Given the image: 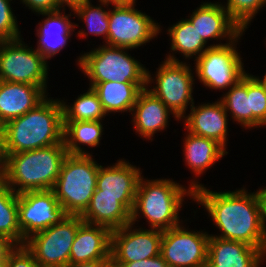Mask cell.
Segmentation results:
<instances>
[{
    "mask_svg": "<svg viewBox=\"0 0 266 267\" xmlns=\"http://www.w3.org/2000/svg\"><path fill=\"white\" fill-rule=\"evenodd\" d=\"M199 182L191 181L193 200L205 207L221 235L226 240L244 242L259 250H266V230L260 220L257 192L249 193L245 188L213 192Z\"/></svg>",
    "mask_w": 266,
    "mask_h": 267,
    "instance_id": "1",
    "label": "cell"
},
{
    "mask_svg": "<svg viewBox=\"0 0 266 267\" xmlns=\"http://www.w3.org/2000/svg\"><path fill=\"white\" fill-rule=\"evenodd\" d=\"M5 155L64 143L61 100L46 97L34 109L4 124Z\"/></svg>",
    "mask_w": 266,
    "mask_h": 267,
    "instance_id": "2",
    "label": "cell"
},
{
    "mask_svg": "<svg viewBox=\"0 0 266 267\" xmlns=\"http://www.w3.org/2000/svg\"><path fill=\"white\" fill-rule=\"evenodd\" d=\"M67 155L65 143L9 154L3 181L17 194L52 190Z\"/></svg>",
    "mask_w": 266,
    "mask_h": 267,
    "instance_id": "3",
    "label": "cell"
},
{
    "mask_svg": "<svg viewBox=\"0 0 266 267\" xmlns=\"http://www.w3.org/2000/svg\"><path fill=\"white\" fill-rule=\"evenodd\" d=\"M186 195L193 198L194 190L170 179L147 180L142 176L131 212V223L135 224L142 213L151 229L164 231L179 225L178 215Z\"/></svg>",
    "mask_w": 266,
    "mask_h": 267,
    "instance_id": "4",
    "label": "cell"
},
{
    "mask_svg": "<svg viewBox=\"0 0 266 267\" xmlns=\"http://www.w3.org/2000/svg\"><path fill=\"white\" fill-rule=\"evenodd\" d=\"M99 164L92 155L68 154L52 189L68 215H81L95 192Z\"/></svg>",
    "mask_w": 266,
    "mask_h": 267,
    "instance_id": "5",
    "label": "cell"
},
{
    "mask_svg": "<svg viewBox=\"0 0 266 267\" xmlns=\"http://www.w3.org/2000/svg\"><path fill=\"white\" fill-rule=\"evenodd\" d=\"M127 48L102 45L78 58V65L90 79V88L99 82L148 83L151 74L139 61L128 55Z\"/></svg>",
    "mask_w": 266,
    "mask_h": 267,
    "instance_id": "6",
    "label": "cell"
},
{
    "mask_svg": "<svg viewBox=\"0 0 266 267\" xmlns=\"http://www.w3.org/2000/svg\"><path fill=\"white\" fill-rule=\"evenodd\" d=\"M243 32L228 43L210 45L195 59L196 77L205 87L227 90L246 74L235 44Z\"/></svg>",
    "mask_w": 266,
    "mask_h": 267,
    "instance_id": "7",
    "label": "cell"
},
{
    "mask_svg": "<svg viewBox=\"0 0 266 267\" xmlns=\"http://www.w3.org/2000/svg\"><path fill=\"white\" fill-rule=\"evenodd\" d=\"M109 12L108 37L106 45L135 49L155 38L160 33V25L146 13L135 9V1L112 4Z\"/></svg>",
    "mask_w": 266,
    "mask_h": 267,
    "instance_id": "8",
    "label": "cell"
},
{
    "mask_svg": "<svg viewBox=\"0 0 266 267\" xmlns=\"http://www.w3.org/2000/svg\"><path fill=\"white\" fill-rule=\"evenodd\" d=\"M25 45L21 37L0 41V80L35 85L46 92L47 60Z\"/></svg>",
    "mask_w": 266,
    "mask_h": 267,
    "instance_id": "9",
    "label": "cell"
},
{
    "mask_svg": "<svg viewBox=\"0 0 266 267\" xmlns=\"http://www.w3.org/2000/svg\"><path fill=\"white\" fill-rule=\"evenodd\" d=\"M84 221L79 215H68L60 223L37 232L25 240L40 267H65L78 227Z\"/></svg>",
    "mask_w": 266,
    "mask_h": 267,
    "instance_id": "10",
    "label": "cell"
},
{
    "mask_svg": "<svg viewBox=\"0 0 266 267\" xmlns=\"http://www.w3.org/2000/svg\"><path fill=\"white\" fill-rule=\"evenodd\" d=\"M165 59L157 68L156 86L148 90L173 112L176 120H180L185 116L186 107L191 103V108L194 104L192 92L195 79L189 65L180 62L175 55L168 54Z\"/></svg>",
    "mask_w": 266,
    "mask_h": 267,
    "instance_id": "11",
    "label": "cell"
},
{
    "mask_svg": "<svg viewBox=\"0 0 266 267\" xmlns=\"http://www.w3.org/2000/svg\"><path fill=\"white\" fill-rule=\"evenodd\" d=\"M67 216L53 190L18 194V225L22 232V245L31 235L60 223Z\"/></svg>",
    "mask_w": 266,
    "mask_h": 267,
    "instance_id": "12",
    "label": "cell"
},
{
    "mask_svg": "<svg viewBox=\"0 0 266 267\" xmlns=\"http://www.w3.org/2000/svg\"><path fill=\"white\" fill-rule=\"evenodd\" d=\"M209 236L179 224L162 231L160 255L170 267H207Z\"/></svg>",
    "mask_w": 266,
    "mask_h": 267,
    "instance_id": "13",
    "label": "cell"
},
{
    "mask_svg": "<svg viewBox=\"0 0 266 267\" xmlns=\"http://www.w3.org/2000/svg\"><path fill=\"white\" fill-rule=\"evenodd\" d=\"M133 224L111 233L112 263H127L160 255L162 231L158 229H132Z\"/></svg>",
    "mask_w": 266,
    "mask_h": 267,
    "instance_id": "14",
    "label": "cell"
},
{
    "mask_svg": "<svg viewBox=\"0 0 266 267\" xmlns=\"http://www.w3.org/2000/svg\"><path fill=\"white\" fill-rule=\"evenodd\" d=\"M103 167L99 165L95 192L98 195L120 196V202L132 212L142 174L139 167L122 159L113 166Z\"/></svg>",
    "mask_w": 266,
    "mask_h": 267,
    "instance_id": "15",
    "label": "cell"
},
{
    "mask_svg": "<svg viewBox=\"0 0 266 267\" xmlns=\"http://www.w3.org/2000/svg\"><path fill=\"white\" fill-rule=\"evenodd\" d=\"M265 256L266 250L244 242L209 236L207 267H259Z\"/></svg>",
    "mask_w": 266,
    "mask_h": 267,
    "instance_id": "16",
    "label": "cell"
},
{
    "mask_svg": "<svg viewBox=\"0 0 266 267\" xmlns=\"http://www.w3.org/2000/svg\"><path fill=\"white\" fill-rule=\"evenodd\" d=\"M190 114L184 118L187 132L196 136L217 141L226 149L228 113L221 100L190 108Z\"/></svg>",
    "mask_w": 266,
    "mask_h": 267,
    "instance_id": "17",
    "label": "cell"
},
{
    "mask_svg": "<svg viewBox=\"0 0 266 267\" xmlns=\"http://www.w3.org/2000/svg\"><path fill=\"white\" fill-rule=\"evenodd\" d=\"M188 20L206 44L209 39L227 38L232 41L242 32L219 2L202 3Z\"/></svg>",
    "mask_w": 266,
    "mask_h": 267,
    "instance_id": "18",
    "label": "cell"
},
{
    "mask_svg": "<svg viewBox=\"0 0 266 267\" xmlns=\"http://www.w3.org/2000/svg\"><path fill=\"white\" fill-rule=\"evenodd\" d=\"M112 231L101 225L83 222L76 232L69 263H82L111 257Z\"/></svg>",
    "mask_w": 266,
    "mask_h": 267,
    "instance_id": "19",
    "label": "cell"
},
{
    "mask_svg": "<svg viewBox=\"0 0 266 267\" xmlns=\"http://www.w3.org/2000/svg\"><path fill=\"white\" fill-rule=\"evenodd\" d=\"M47 96L41 87L0 80V120L5 124L24 115Z\"/></svg>",
    "mask_w": 266,
    "mask_h": 267,
    "instance_id": "20",
    "label": "cell"
},
{
    "mask_svg": "<svg viewBox=\"0 0 266 267\" xmlns=\"http://www.w3.org/2000/svg\"><path fill=\"white\" fill-rule=\"evenodd\" d=\"M136 133L145 139H151L157 131L166 129L171 112L148 87L144 88L131 110Z\"/></svg>",
    "mask_w": 266,
    "mask_h": 267,
    "instance_id": "21",
    "label": "cell"
},
{
    "mask_svg": "<svg viewBox=\"0 0 266 267\" xmlns=\"http://www.w3.org/2000/svg\"><path fill=\"white\" fill-rule=\"evenodd\" d=\"M61 10L39 13L47 16L42 23L39 24L37 30V48L36 50L46 59H51L58 54L67 44V40L71 37L73 29L78 25L73 24L69 20V15H63ZM72 29V30H71Z\"/></svg>",
    "mask_w": 266,
    "mask_h": 267,
    "instance_id": "22",
    "label": "cell"
},
{
    "mask_svg": "<svg viewBox=\"0 0 266 267\" xmlns=\"http://www.w3.org/2000/svg\"><path fill=\"white\" fill-rule=\"evenodd\" d=\"M80 217L86 223L101 225L111 231L131 223V212L120 202V196L98 195L96 192Z\"/></svg>",
    "mask_w": 266,
    "mask_h": 267,
    "instance_id": "23",
    "label": "cell"
},
{
    "mask_svg": "<svg viewBox=\"0 0 266 267\" xmlns=\"http://www.w3.org/2000/svg\"><path fill=\"white\" fill-rule=\"evenodd\" d=\"M148 83L99 82L92 89L97 93L106 114L111 112H126L135 105L140 92Z\"/></svg>",
    "mask_w": 266,
    "mask_h": 267,
    "instance_id": "24",
    "label": "cell"
},
{
    "mask_svg": "<svg viewBox=\"0 0 266 267\" xmlns=\"http://www.w3.org/2000/svg\"><path fill=\"white\" fill-rule=\"evenodd\" d=\"M185 162L195 175H201L207 168L212 167L216 161L228 152L217 141L196 136L188 132L184 138Z\"/></svg>",
    "mask_w": 266,
    "mask_h": 267,
    "instance_id": "25",
    "label": "cell"
},
{
    "mask_svg": "<svg viewBox=\"0 0 266 267\" xmlns=\"http://www.w3.org/2000/svg\"><path fill=\"white\" fill-rule=\"evenodd\" d=\"M101 121H64V143L68 154L90 155L80 144L90 147L100 144L103 132Z\"/></svg>",
    "mask_w": 266,
    "mask_h": 267,
    "instance_id": "26",
    "label": "cell"
},
{
    "mask_svg": "<svg viewBox=\"0 0 266 267\" xmlns=\"http://www.w3.org/2000/svg\"><path fill=\"white\" fill-rule=\"evenodd\" d=\"M168 34L172 42L171 50L183 54L185 59L194 55L197 56L195 59L199 58L210 47L205 48L206 43L188 19L172 25L168 28Z\"/></svg>",
    "mask_w": 266,
    "mask_h": 267,
    "instance_id": "27",
    "label": "cell"
},
{
    "mask_svg": "<svg viewBox=\"0 0 266 267\" xmlns=\"http://www.w3.org/2000/svg\"><path fill=\"white\" fill-rule=\"evenodd\" d=\"M0 234L15 245H22V232L18 225V194L0 180Z\"/></svg>",
    "mask_w": 266,
    "mask_h": 267,
    "instance_id": "28",
    "label": "cell"
},
{
    "mask_svg": "<svg viewBox=\"0 0 266 267\" xmlns=\"http://www.w3.org/2000/svg\"><path fill=\"white\" fill-rule=\"evenodd\" d=\"M222 98V99H221ZM226 112L242 127L253 128V111L247 96V73L221 97Z\"/></svg>",
    "mask_w": 266,
    "mask_h": 267,
    "instance_id": "29",
    "label": "cell"
},
{
    "mask_svg": "<svg viewBox=\"0 0 266 267\" xmlns=\"http://www.w3.org/2000/svg\"><path fill=\"white\" fill-rule=\"evenodd\" d=\"M88 89L71 106L61 101L64 121H97L106 116L97 93L92 88Z\"/></svg>",
    "mask_w": 266,
    "mask_h": 267,
    "instance_id": "30",
    "label": "cell"
},
{
    "mask_svg": "<svg viewBox=\"0 0 266 267\" xmlns=\"http://www.w3.org/2000/svg\"><path fill=\"white\" fill-rule=\"evenodd\" d=\"M74 14L86 23L88 32L95 36H102L107 41L108 37V24H109V12L104 10L102 6H93L91 1H87L84 4L74 8L72 10Z\"/></svg>",
    "mask_w": 266,
    "mask_h": 267,
    "instance_id": "31",
    "label": "cell"
},
{
    "mask_svg": "<svg viewBox=\"0 0 266 267\" xmlns=\"http://www.w3.org/2000/svg\"><path fill=\"white\" fill-rule=\"evenodd\" d=\"M247 96L253 111V127L266 126V89L257 76L247 73Z\"/></svg>",
    "mask_w": 266,
    "mask_h": 267,
    "instance_id": "32",
    "label": "cell"
},
{
    "mask_svg": "<svg viewBox=\"0 0 266 267\" xmlns=\"http://www.w3.org/2000/svg\"><path fill=\"white\" fill-rule=\"evenodd\" d=\"M265 4L266 0H227V4L223 7L229 17L242 31H245L251 19Z\"/></svg>",
    "mask_w": 266,
    "mask_h": 267,
    "instance_id": "33",
    "label": "cell"
},
{
    "mask_svg": "<svg viewBox=\"0 0 266 267\" xmlns=\"http://www.w3.org/2000/svg\"><path fill=\"white\" fill-rule=\"evenodd\" d=\"M10 1L12 0H0V41L14 40L21 36Z\"/></svg>",
    "mask_w": 266,
    "mask_h": 267,
    "instance_id": "34",
    "label": "cell"
},
{
    "mask_svg": "<svg viewBox=\"0 0 266 267\" xmlns=\"http://www.w3.org/2000/svg\"><path fill=\"white\" fill-rule=\"evenodd\" d=\"M6 267H40L24 245H16L8 254Z\"/></svg>",
    "mask_w": 266,
    "mask_h": 267,
    "instance_id": "35",
    "label": "cell"
},
{
    "mask_svg": "<svg viewBox=\"0 0 266 267\" xmlns=\"http://www.w3.org/2000/svg\"><path fill=\"white\" fill-rule=\"evenodd\" d=\"M33 12L44 13L61 10L58 0H21Z\"/></svg>",
    "mask_w": 266,
    "mask_h": 267,
    "instance_id": "36",
    "label": "cell"
},
{
    "mask_svg": "<svg viewBox=\"0 0 266 267\" xmlns=\"http://www.w3.org/2000/svg\"><path fill=\"white\" fill-rule=\"evenodd\" d=\"M112 267H170L161 255L127 263H112Z\"/></svg>",
    "mask_w": 266,
    "mask_h": 267,
    "instance_id": "37",
    "label": "cell"
},
{
    "mask_svg": "<svg viewBox=\"0 0 266 267\" xmlns=\"http://www.w3.org/2000/svg\"><path fill=\"white\" fill-rule=\"evenodd\" d=\"M65 267H112V258H104L82 263H69Z\"/></svg>",
    "mask_w": 266,
    "mask_h": 267,
    "instance_id": "38",
    "label": "cell"
},
{
    "mask_svg": "<svg viewBox=\"0 0 266 267\" xmlns=\"http://www.w3.org/2000/svg\"><path fill=\"white\" fill-rule=\"evenodd\" d=\"M257 200L260 209V220L263 228L266 230V187L257 190Z\"/></svg>",
    "mask_w": 266,
    "mask_h": 267,
    "instance_id": "39",
    "label": "cell"
},
{
    "mask_svg": "<svg viewBox=\"0 0 266 267\" xmlns=\"http://www.w3.org/2000/svg\"><path fill=\"white\" fill-rule=\"evenodd\" d=\"M16 245L4 235L0 234V257H8L9 252Z\"/></svg>",
    "mask_w": 266,
    "mask_h": 267,
    "instance_id": "40",
    "label": "cell"
},
{
    "mask_svg": "<svg viewBox=\"0 0 266 267\" xmlns=\"http://www.w3.org/2000/svg\"><path fill=\"white\" fill-rule=\"evenodd\" d=\"M6 172V155L4 149V140L0 138V180H3Z\"/></svg>",
    "mask_w": 266,
    "mask_h": 267,
    "instance_id": "41",
    "label": "cell"
},
{
    "mask_svg": "<svg viewBox=\"0 0 266 267\" xmlns=\"http://www.w3.org/2000/svg\"><path fill=\"white\" fill-rule=\"evenodd\" d=\"M87 1H90V0H58L60 7L63 8L62 10H64L65 9L64 6L67 5V7H69V9H71V11L74 8L84 4Z\"/></svg>",
    "mask_w": 266,
    "mask_h": 267,
    "instance_id": "42",
    "label": "cell"
},
{
    "mask_svg": "<svg viewBox=\"0 0 266 267\" xmlns=\"http://www.w3.org/2000/svg\"><path fill=\"white\" fill-rule=\"evenodd\" d=\"M99 2L102 3L100 5H102V6L104 5V7H105V6H108L109 4L111 5V4L115 3V0H99Z\"/></svg>",
    "mask_w": 266,
    "mask_h": 267,
    "instance_id": "43",
    "label": "cell"
},
{
    "mask_svg": "<svg viewBox=\"0 0 266 267\" xmlns=\"http://www.w3.org/2000/svg\"><path fill=\"white\" fill-rule=\"evenodd\" d=\"M7 257H0V267H6Z\"/></svg>",
    "mask_w": 266,
    "mask_h": 267,
    "instance_id": "44",
    "label": "cell"
},
{
    "mask_svg": "<svg viewBox=\"0 0 266 267\" xmlns=\"http://www.w3.org/2000/svg\"><path fill=\"white\" fill-rule=\"evenodd\" d=\"M4 135V123L0 120V138Z\"/></svg>",
    "mask_w": 266,
    "mask_h": 267,
    "instance_id": "45",
    "label": "cell"
},
{
    "mask_svg": "<svg viewBox=\"0 0 266 267\" xmlns=\"http://www.w3.org/2000/svg\"><path fill=\"white\" fill-rule=\"evenodd\" d=\"M259 79V81L264 85L265 89H266V73L264 75V77L261 79L259 78V76L257 77Z\"/></svg>",
    "mask_w": 266,
    "mask_h": 267,
    "instance_id": "46",
    "label": "cell"
},
{
    "mask_svg": "<svg viewBox=\"0 0 266 267\" xmlns=\"http://www.w3.org/2000/svg\"><path fill=\"white\" fill-rule=\"evenodd\" d=\"M123 1H136V0H115V3L123 2Z\"/></svg>",
    "mask_w": 266,
    "mask_h": 267,
    "instance_id": "47",
    "label": "cell"
}]
</instances>
